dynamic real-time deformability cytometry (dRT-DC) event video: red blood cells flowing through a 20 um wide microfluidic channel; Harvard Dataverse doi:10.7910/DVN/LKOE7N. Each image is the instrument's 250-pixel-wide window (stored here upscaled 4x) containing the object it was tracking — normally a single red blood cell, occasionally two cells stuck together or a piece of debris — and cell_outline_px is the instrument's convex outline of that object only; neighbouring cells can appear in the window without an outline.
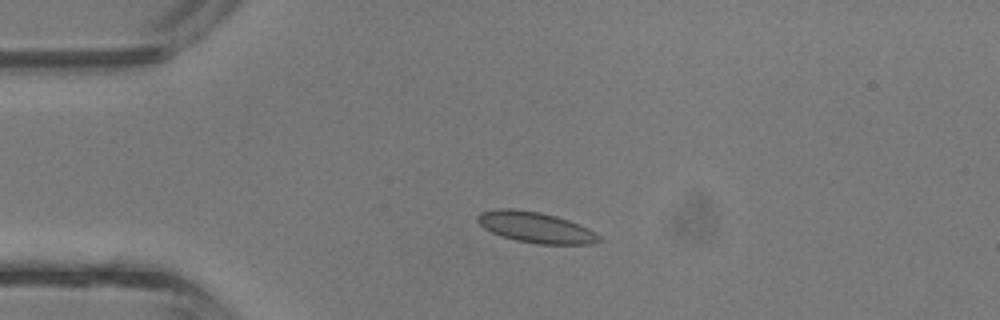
{"species": "common noctule bat (a hibernating species)", "species_latin": "Nyctalus noctula", "temperature_condition": "room temperature", "stored_images_in_passage": 3, "camera_frame_rate_fps": 3000, "um_per_image_px": 0.085, "animal": {"sex": "male", "body_mass_g": 13.3}, "frame": {"image": 1, "passage_image": 2, "time_ms": 0.333, "image_size_px": [1000, 320], "cell_outline_px": [[600, 240], [592, 244], [536, 244], [516, 240], [492, 232], [484, 228], [476, 220], [476, 216], [480, 212], [500, 208], [512, 208], [540, 212], [556, 216], [568, 220], [588, 228], [600, 236]], "centroid_in_image_um": [45.51, 19.32], "position_along_channel_um": 39.5, "area_um2": 21.68}}